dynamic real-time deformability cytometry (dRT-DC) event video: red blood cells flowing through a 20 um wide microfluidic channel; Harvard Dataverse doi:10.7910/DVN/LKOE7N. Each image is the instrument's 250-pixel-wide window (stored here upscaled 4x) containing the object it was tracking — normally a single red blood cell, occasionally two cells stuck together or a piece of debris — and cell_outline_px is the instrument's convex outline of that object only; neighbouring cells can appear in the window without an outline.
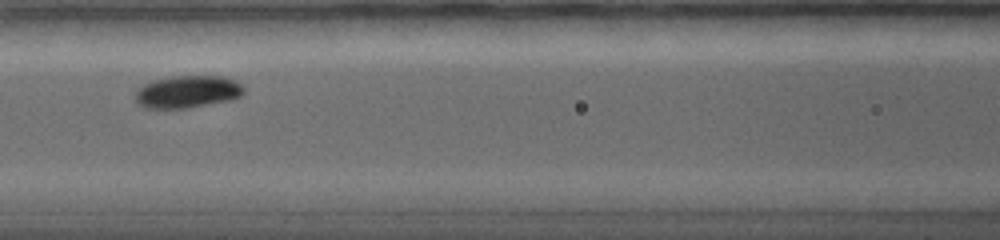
{"species": "common noctule bat (a hibernating species)", "species_latin": "Nyctalus noctula", "temperature_condition": "warm", "stored_images_in_passage": 8, "camera_frame_rate_fps": 5000, "um_per_image_px": 0.085, "animal": {"sex": "female", "body_mass_g": 19.0, "forearm_length_mm": 56.7}, "frame": {"image": 1, "passage_image": 5, "time_ms": 4.2, "image_size_px": [1000, 240], "cell_outline_px": [[244, 92], [240, 96], [232, 100], [188, 108], [144, 108], [136, 104], [136, 88], [144, 84], [156, 80], [172, 76], [224, 76], [244, 84]], "centroid_in_image_um": [15.96, 7.8], "position_along_channel_um": 150.6, "area_um2": 20.69}}
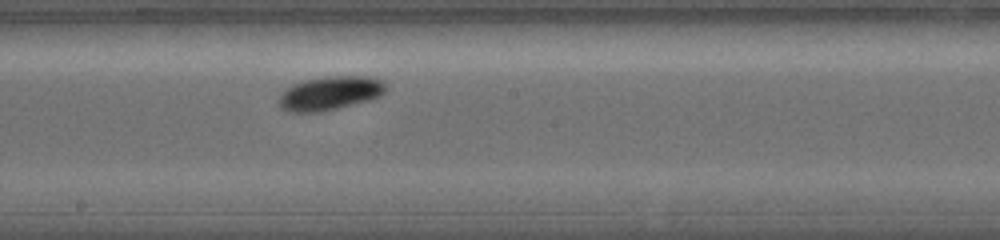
{"frame": {"image": 2, "passage_image": 7, "time_ms": 6.2, "image_size_px": [1000, 240], "cell_outline_px": [[384, 92], [380, 96], [372, 100], [320, 112], [288, 112], [280, 108], [276, 100], [280, 92], [304, 80], [328, 76], [372, 76], [384, 80]], "centroid_in_image_um": [28.03, 7.93], "position_along_channel_um": 220.2, "area_um2": 21.33}}
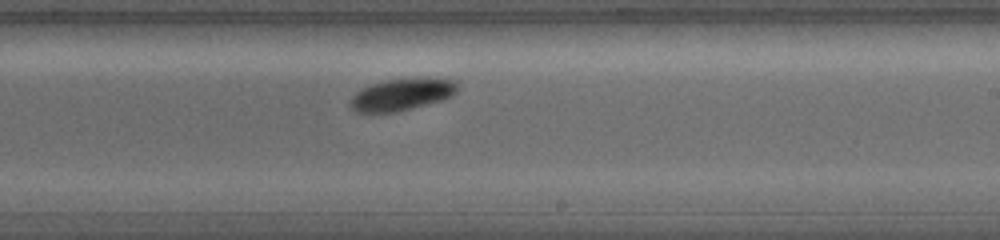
{"frame": {"image": 3, "passage_image": 8, "time_ms": 7.2, "image_size_px": [1000, 240], "cell_outline_px": [[460, 88], [452, 96], [440, 100], [396, 112], [356, 112], [352, 108], [352, 96], [356, 92], [372, 84], [384, 80], [452, 80]], "centroid_in_image_um": [34.12, 8.06], "position_along_channel_um": 254.9, "area_um2": 18.9}}